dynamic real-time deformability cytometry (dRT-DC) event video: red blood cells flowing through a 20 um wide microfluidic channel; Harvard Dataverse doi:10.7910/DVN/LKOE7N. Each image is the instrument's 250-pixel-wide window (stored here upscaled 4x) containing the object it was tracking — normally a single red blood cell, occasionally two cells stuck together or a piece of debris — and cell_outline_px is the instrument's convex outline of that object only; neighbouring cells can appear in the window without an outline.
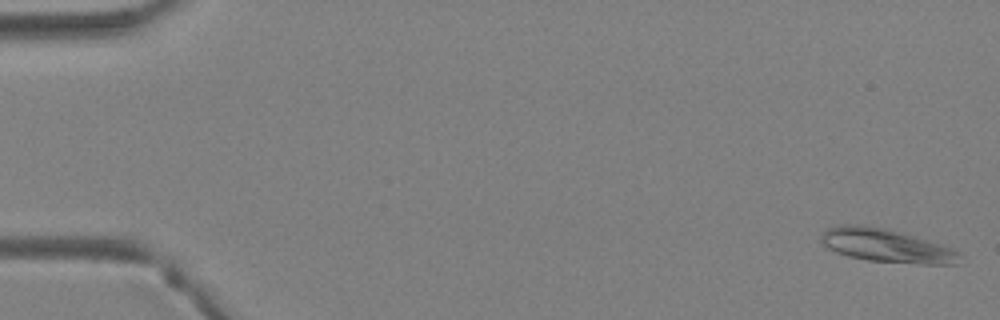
{"species": "Egyptian fruit bat (a non-hibernating species)", "species_latin": "Rousettus aegyptiacus", "temperature_condition": "warm", "stored_images_in_passage": 41, "camera_frame_rate_fps": 3000, "um_per_image_px": 0.085, "animal": {"sex": "female"}, "frame": {"image": 1, "passage_image": 1, "time_ms": 0.0, "image_size_px": [1000, 320], "cell_outline_px": [[960, 256], [956, 264], [920, 264], [868, 260], [848, 256], [836, 252], [828, 248], [820, 240], [820, 236], [828, 228], [840, 224], [856, 224], [884, 228], [928, 240], [952, 248], [960, 252]], "centroid_in_image_um": [75.32, 20.88], "position_along_channel_um": 9.7, "area_um2": 26.7}}
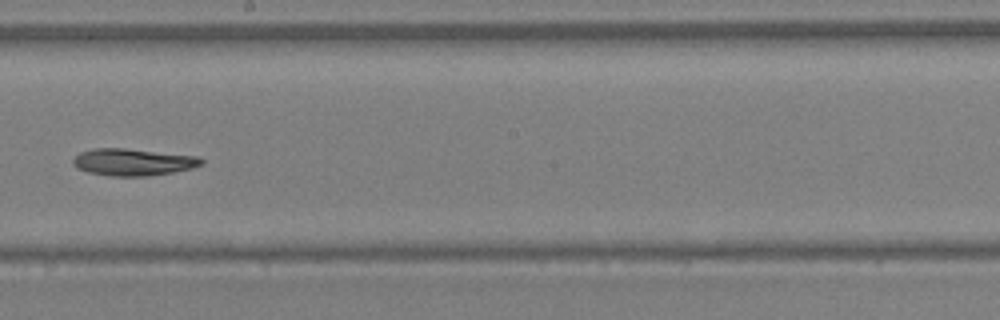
{"frame": {"image": 2, "passage_image": 24, "time_ms": 7.667, "image_size_px": [1000, 320], "cell_outline_px": [[204, 164], [192, 168], [172, 172], [148, 176], [108, 176], [88, 172], [76, 168], [72, 164], [72, 160], [80, 152], [92, 148], [124, 148], [200, 156], [204, 160]], "centroid_in_image_um": [11.31, 13.77], "position_along_channel_um": 236.9, "area_um2": 20.4}}
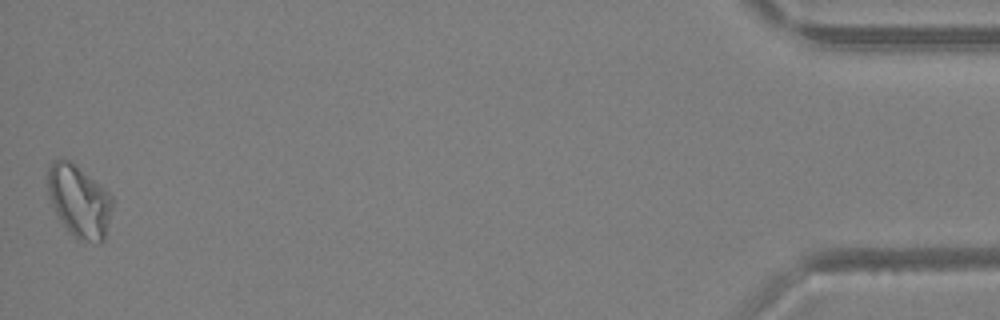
{"frame": {"image": 3, "passage_image": 41, "time_ms": 13.333, "image_size_px": [1000, 320], "cell_outline_px": [[112, 208], [104, 240], [100, 244], [84, 244], [76, 240], [72, 236], [60, 220], [52, 204], [48, 192], [48, 168], [52, 160], [68, 160], [76, 164], [100, 184], [112, 196]], "centroid_in_image_um": [6.74, 17.15], "position_along_channel_um": 428.5, "area_um2": 27.51}, "authors_computed_cell_mechanics": {"area_um2": 21.097, "velocity_mm_per_s": 4.9894, "shape_relaxation_time_tau1_ms": 5.6627, "shape_relaxation_time_tau2_ms": null, "deformation_change_tau1": 0.1618, "deformation_change_tau2": null}}